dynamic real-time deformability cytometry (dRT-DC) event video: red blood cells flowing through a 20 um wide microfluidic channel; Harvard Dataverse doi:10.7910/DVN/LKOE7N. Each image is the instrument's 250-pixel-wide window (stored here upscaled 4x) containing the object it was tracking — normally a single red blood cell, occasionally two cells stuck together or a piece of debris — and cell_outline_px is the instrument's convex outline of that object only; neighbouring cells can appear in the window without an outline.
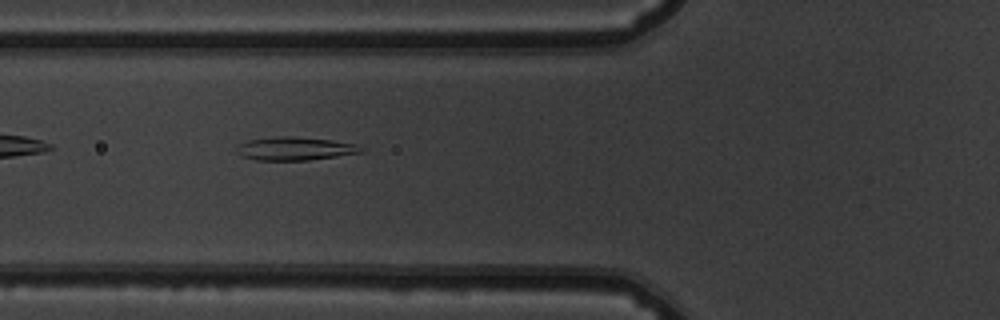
{"species": "common noctule bat (a hibernating species)", "species_latin": "Nyctalus noctula", "temperature_condition": "warm", "stored_images_in_passage": 36, "camera_frame_rate_fps": 3000, "um_per_image_px": 0.085, "animal": {"sex": "male", "body_mass_g": 19.5, "forearm_length_mm": 54.6}, "frame": {"image": 1, "passage_image": 3, "time_ms": 0.667, "image_size_px": [1000, 320], "cell_outline_px": [[364, 152], [308, 160], [256, 160], [244, 156], [236, 152], [240, 144], [248, 140], [276, 136], [292, 136], [328, 140], [356, 144], [364, 148]], "centroid_in_image_um": [25.09, 12.63], "position_along_channel_um": 100.7, "area_um2": 16.65}}
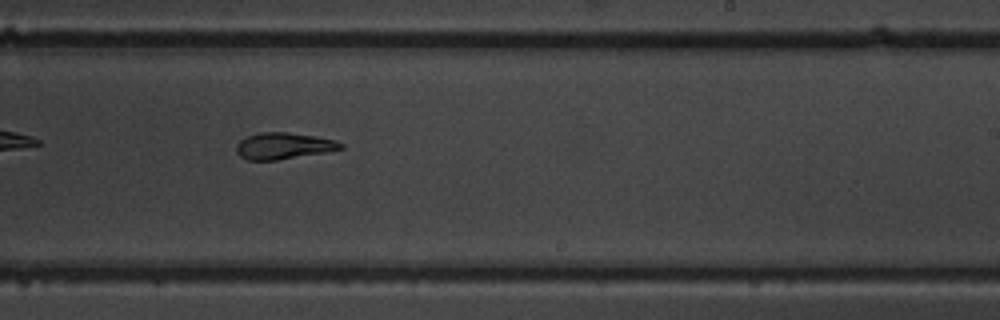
{"frame": {"image": 2, "passage_image": 16, "time_ms": 5.0, "image_size_px": [1000, 320], "cell_outline_px": [[344, 148], [324, 152], [276, 160], [248, 160], [240, 156], [236, 152], [236, 144], [244, 136], [260, 132], [288, 132], [316, 136], [336, 140], [344, 144]], "centroid_in_image_um": [24.07, 12.38], "position_along_channel_um": 264.9, "area_um2": 16.18}}
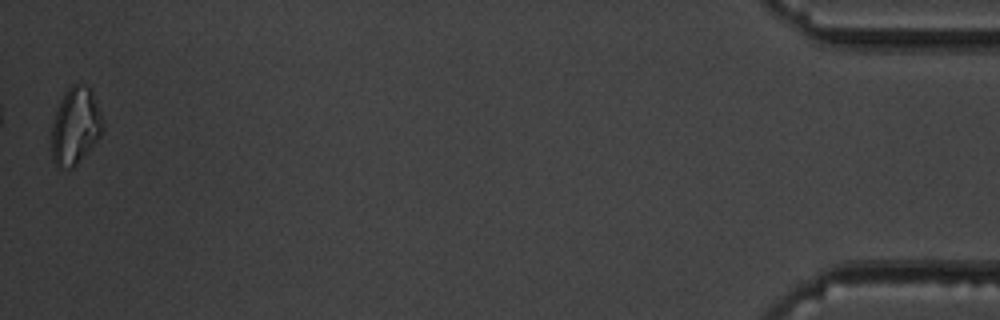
{"frame": {"image": 3, "passage_image": 36, "time_ms": 11.667, "image_size_px": [1000, 320], "cell_outline_px": [[104, 128], [100, 136], [88, 152], [72, 168], [68, 168], [56, 164], [52, 160], [52, 124], [56, 112], [68, 88], [72, 84], [80, 84], [92, 88], [104, 120]], "centroid_in_image_um": [6.45, 10.7], "position_along_channel_um": 428.7, "area_um2": 22.83}}